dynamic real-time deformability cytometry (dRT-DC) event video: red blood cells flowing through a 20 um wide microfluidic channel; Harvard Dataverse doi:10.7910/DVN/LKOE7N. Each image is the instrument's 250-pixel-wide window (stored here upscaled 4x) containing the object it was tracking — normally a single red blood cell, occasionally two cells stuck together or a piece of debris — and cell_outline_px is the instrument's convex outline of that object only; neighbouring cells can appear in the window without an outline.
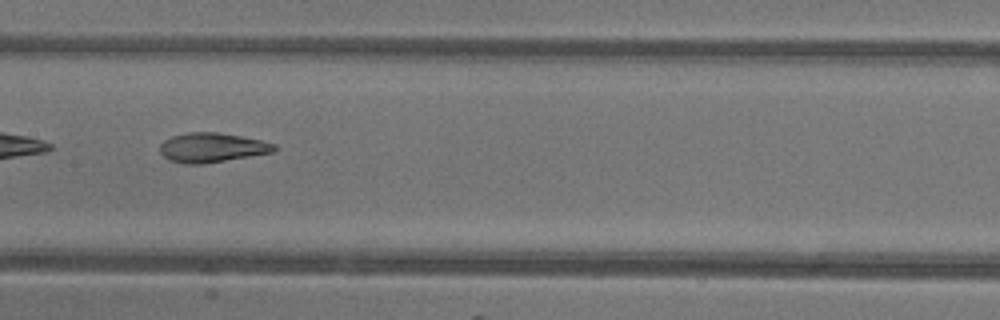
{"species": "common noctule bat (a hibernating species)", "species_latin": "Nyctalus noctula", "temperature_condition": "warm", "stored_images_in_passage": 30, "camera_frame_rate_fps": 3000, "um_per_image_px": 0.085, "animal": {"sex": "female"}, "frame": {"image": 1, "passage_image": 9, "time_ms": 2.667, "image_size_px": [1000, 320], "cell_outline_px": [[280, 148], [272, 152], [204, 164], [184, 164], [168, 160], [160, 152], [160, 144], [164, 140], [172, 136], [188, 132], [216, 132], [240, 136], [260, 140], [276, 144]], "centroid_in_image_um": [18.0, 12.55], "position_along_channel_um": 189.4, "area_um2": 19.65}}
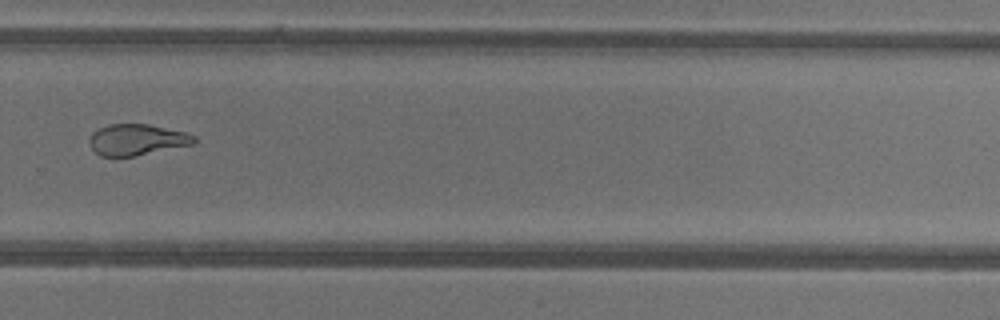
{"frame": {"image": 2, "passage_image": 18, "time_ms": 5.667, "image_size_px": [1000, 320], "cell_outline_px": [[196, 144], [132, 156], [100, 156], [92, 148], [88, 140], [92, 132], [108, 124], [148, 124], [184, 132], [196, 136]], "centroid_in_image_um": [11.64, 11.87], "position_along_channel_um": 318.2, "area_um2": 18.9}, "authors_computed_cell_mechanics": {"area_um2": 19.8254, "velocity_mm_per_s": 4.3238, "shape_relaxation_time_tau1_ms": 6.1896, "shape_relaxation_time_tau2_ms": 1.5763, "deformation_change_tau1": 0.2097, "deformation_change_tau2": 0.0964}}